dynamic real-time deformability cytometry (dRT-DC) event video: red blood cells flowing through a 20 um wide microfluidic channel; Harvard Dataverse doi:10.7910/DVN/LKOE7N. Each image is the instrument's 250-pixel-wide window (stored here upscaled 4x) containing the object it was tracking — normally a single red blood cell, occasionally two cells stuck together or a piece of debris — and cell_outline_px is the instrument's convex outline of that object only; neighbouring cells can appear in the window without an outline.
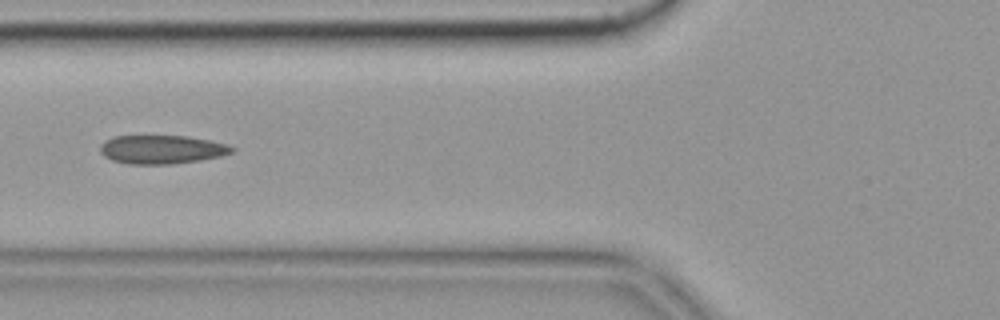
{"species": "common noctule bat (a hibernating species)", "species_latin": "Nyctalus noctula", "temperature_condition": "cold", "stored_images_in_passage": 45, "camera_frame_rate_fps": 3000, "um_per_image_px": 0.085, "animal": {"sex": "female", "body_mass_g": 19.9}, "frame": {"image": 1, "passage_image": 14, "time_ms": 4.333, "image_size_px": [1000, 320], "cell_outline_px": [[236, 148], [232, 152], [220, 156], [200, 160], [172, 164], [128, 164], [112, 160], [104, 156], [100, 152], [100, 144], [104, 140], [116, 136], [184, 136], [208, 140], [228, 144]], "centroid_in_image_um": [13.73, 12.71], "position_along_channel_um": 112.1, "area_um2": 21.96}, "authors_computed_cell_mechanics": {"area_um2": 21.6172, "velocity_mm_per_s": 3.6296, "shape_relaxation_time_tau1_ms": null, "shape_relaxation_time_tau2_ms": 3.5524, "deformation_change_tau1": null, "deformation_change_tau2": 0.1058}}